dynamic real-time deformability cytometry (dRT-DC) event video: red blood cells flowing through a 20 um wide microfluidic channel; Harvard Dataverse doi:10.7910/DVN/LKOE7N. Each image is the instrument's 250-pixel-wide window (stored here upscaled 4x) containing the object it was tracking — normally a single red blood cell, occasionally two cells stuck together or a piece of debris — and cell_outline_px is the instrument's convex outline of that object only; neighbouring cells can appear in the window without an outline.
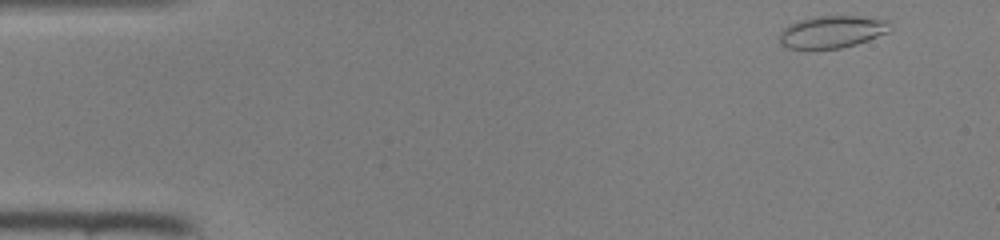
{"species": "common noctule bat (a hibernating species)", "species_latin": "Nyctalus noctula", "temperature_condition": "room temperature", "stored_images_in_passage": 44, "camera_frame_rate_fps": 3000, "um_per_image_px": 0.085, "animal": {"sex": "female", "body_mass_g": 22.0, "forearm_length_mm": 56.7}, "frame": {"image": 1, "passage_image": 1, "time_ms": 0.0, "image_size_px": [1000, 240], "cell_outline_px": [[888, 32], [856, 44], [840, 48], [788, 48], [780, 44], [780, 32], [788, 24], [796, 20], [812, 16], [860, 16], [888, 20]], "centroid_in_image_um": [70.67, 2.68], "position_along_channel_um": 14.3, "area_um2": 20.63}}
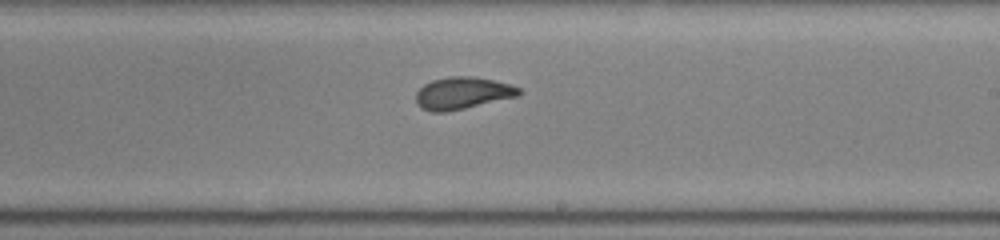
{"frame": {"image": 2, "passage_image": 25, "time_ms": 8.0, "image_size_px": [1000, 240], "cell_outline_px": [[520, 92], [516, 96], [448, 112], [432, 112], [420, 108], [416, 104], [416, 92], [424, 84], [432, 80], [448, 76], [472, 76], [492, 80], [508, 84], [520, 88]], "centroid_in_image_um": [39.24, 7.92], "position_along_channel_um": 249.8, "area_um2": 19.13}}
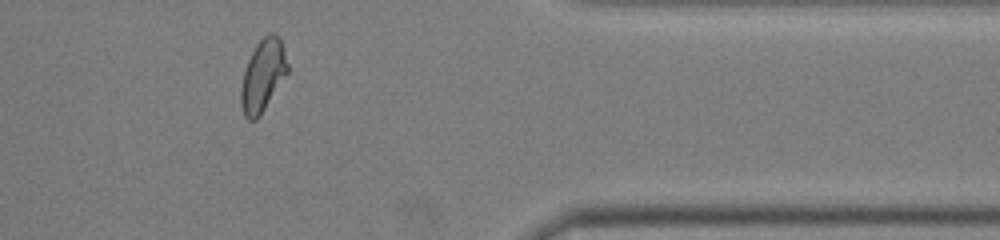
{"frame": {"image": 3, "passage_image": 36, "time_ms": 11.667, "image_size_px": [1000, 240], "cell_outline_px": [[288, 72], [260, 116], [256, 120], [248, 120], [244, 116], [240, 104], [240, 88], [244, 72], [248, 60], [256, 44], [268, 32], [276, 32], [280, 36], [288, 64]], "centroid_in_image_um": [22.34, 6.41], "position_along_channel_um": 389.1, "area_um2": 19.71}}